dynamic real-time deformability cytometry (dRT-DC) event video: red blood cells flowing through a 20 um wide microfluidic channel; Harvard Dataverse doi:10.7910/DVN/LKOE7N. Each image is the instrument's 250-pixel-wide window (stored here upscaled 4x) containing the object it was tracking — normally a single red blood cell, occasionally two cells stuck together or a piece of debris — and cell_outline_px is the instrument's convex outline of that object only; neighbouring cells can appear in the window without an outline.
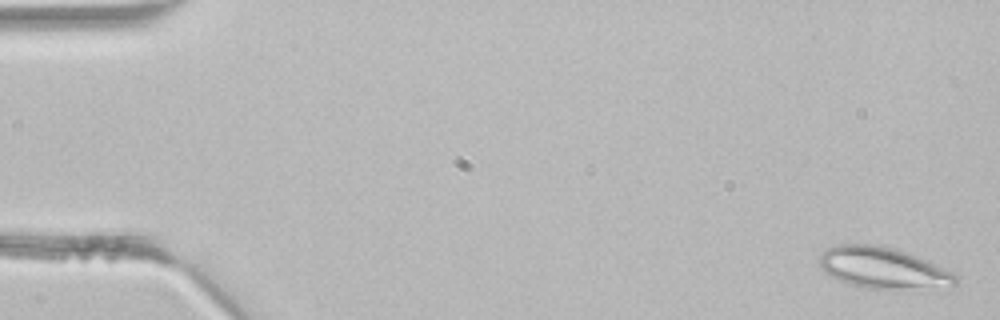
{"species": "common noctule bat (a hibernating species)", "species_latin": "Nyctalus noctula", "temperature_condition": "room temperature", "stored_images_in_passage": 44, "segment_of_instrument_passage": [1, 2], "camera_frame_rate_fps": 3000, "um_per_image_px": 0.085, "animal": {"sex": "male", "body_mass_g": 21.5, "forearm_length_mm": 52.0}, "frame": {"image": 1, "passage_image": 2, "time_ms": 0.333, "image_size_px": [1000, 320], "cell_outline_px": [[956, 284], [900, 292], [896, 292], [868, 288], [848, 284], [832, 276], [820, 268], [820, 252], [836, 244], [872, 244], [896, 248], [928, 260], [952, 272], [956, 276]], "centroid_in_image_um": [75.06, 22.8], "position_along_channel_um": 9.9, "area_um2": 33.35}}
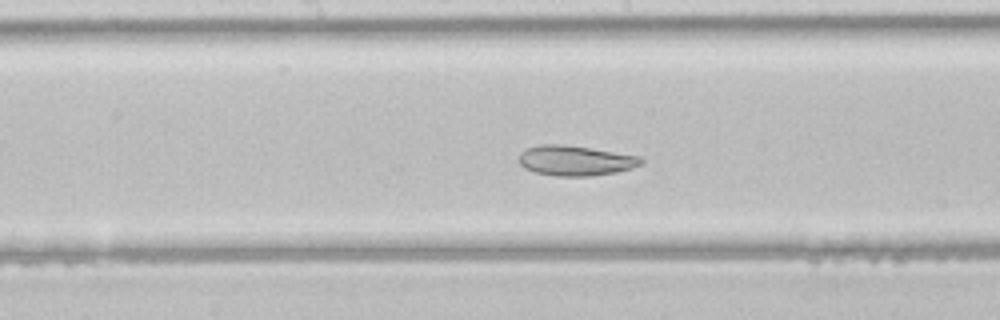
{"frame": {"image": 2, "passage_image": 23, "time_ms": 7.333, "image_size_px": [1000, 320], "cell_outline_px": [[644, 160], [640, 164], [632, 168], [616, 172], [588, 176], [556, 176], [536, 172], [524, 168], [520, 164], [520, 152], [528, 148], [540, 144], [560, 144], [588, 148], [640, 156]], "centroid_in_image_um": [48.9, 13.65], "position_along_channel_um": 199.3, "area_um2": 21.15}}
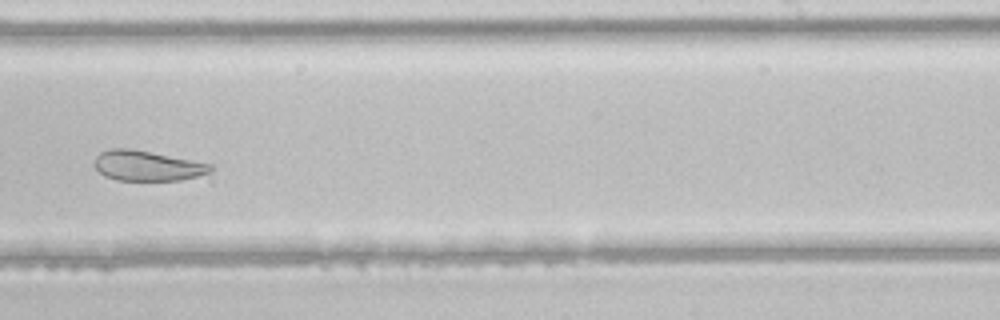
{"frame": {"image": 3, "passage_image": 28, "time_ms": 9.0, "image_size_px": [1000, 320], "cell_outline_px": [[212, 168], [208, 172], [196, 176], [180, 180], [116, 180], [104, 176], [92, 164], [96, 156], [100, 152], [112, 148], [128, 148], [212, 164]], "centroid_in_image_um": [12.44, 14.09], "position_along_channel_um": 276.6, "area_um2": 20.11}}